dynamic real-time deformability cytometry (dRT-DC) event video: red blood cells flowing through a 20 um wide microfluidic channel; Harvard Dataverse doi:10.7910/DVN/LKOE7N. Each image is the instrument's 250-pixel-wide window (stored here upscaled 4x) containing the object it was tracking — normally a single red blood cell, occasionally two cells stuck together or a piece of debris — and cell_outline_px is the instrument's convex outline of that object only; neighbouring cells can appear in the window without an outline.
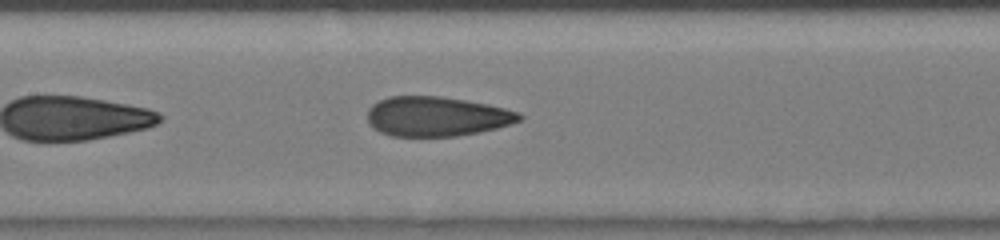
{"species": "human", "species_latin": "Homo sapiens", "temperature_condition": "room temperature", "stored_images_in_passage": 11, "camera_frame_rate_fps": 3000, "um_per_image_px": 0.085, "donor": {"sex": "male"}, "frame": {"image": 1, "passage_image": 8, "time_ms": 2.333, "image_size_px": [1000, 240], "cell_outline_px": [[524, 116], [520, 120], [496, 128], [456, 136], [392, 136], [380, 132], [372, 128], [368, 124], [368, 108], [372, 104], [388, 96], [440, 96], [488, 104], [520, 112]], "centroid_in_image_um": [37.08, 9.89], "position_along_channel_um": 170.3, "area_um2": 35.08}}